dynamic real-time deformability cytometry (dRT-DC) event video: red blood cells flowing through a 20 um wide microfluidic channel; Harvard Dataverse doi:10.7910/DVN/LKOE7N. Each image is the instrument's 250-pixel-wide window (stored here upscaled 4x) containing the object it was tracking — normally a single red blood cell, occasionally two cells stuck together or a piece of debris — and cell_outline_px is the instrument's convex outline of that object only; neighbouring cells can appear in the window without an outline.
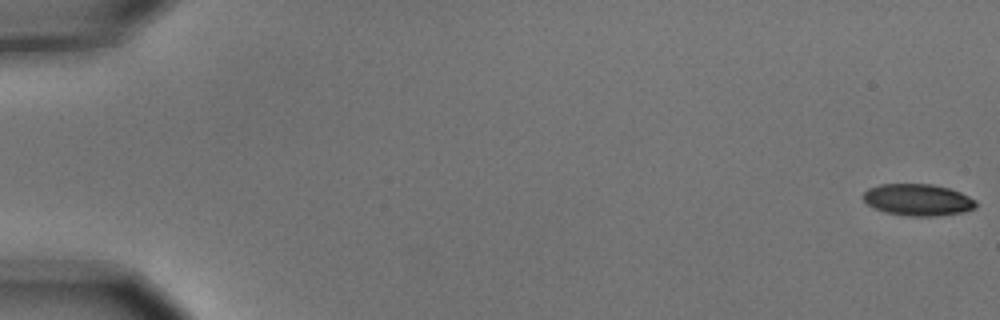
{"species": "common noctule bat (a hibernating species)", "species_latin": "Nyctalus noctula", "temperature_condition": "cold", "stored_images_in_passage": 6, "camera_frame_rate_fps": 3000, "um_per_image_px": 0.085, "animal": {"sex": "male", "body_mass_g": 15.6}, "frame": {"image": 1, "passage_image": 1, "time_ms": 0.0, "image_size_px": [1000, 320], "cell_outline_px": [[976, 208], [964, 212], [936, 216], [908, 216], [884, 212], [868, 204], [864, 200], [864, 192], [868, 188], [880, 184], [932, 184], [948, 188], [960, 192], [976, 200]], "centroid_in_image_um": [78.04, 16.98], "position_along_channel_um": 7.0, "area_um2": 20.81}}
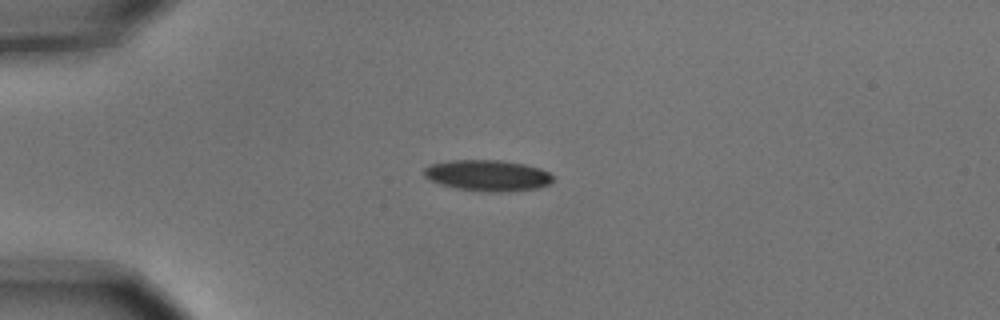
{"frame": {"image": 2, "passage_image": 5, "time_ms": 1.333, "image_size_px": [1000, 320], "cell_outline_px": [[552, 180], [548, 184], [536, 188], [508, 192], [488, 192], [456, 188], [440, 184], [428, 180], [424, 176], [424, 168], [432, 164], [452, 160], [500, 160], [524, 164], [540, 168], [548, 172], [552, 176]], "centroid_in_image_um": [41.43, 14.92], "position_along_channel_um": 43.6, "area_um2": 23.29}}